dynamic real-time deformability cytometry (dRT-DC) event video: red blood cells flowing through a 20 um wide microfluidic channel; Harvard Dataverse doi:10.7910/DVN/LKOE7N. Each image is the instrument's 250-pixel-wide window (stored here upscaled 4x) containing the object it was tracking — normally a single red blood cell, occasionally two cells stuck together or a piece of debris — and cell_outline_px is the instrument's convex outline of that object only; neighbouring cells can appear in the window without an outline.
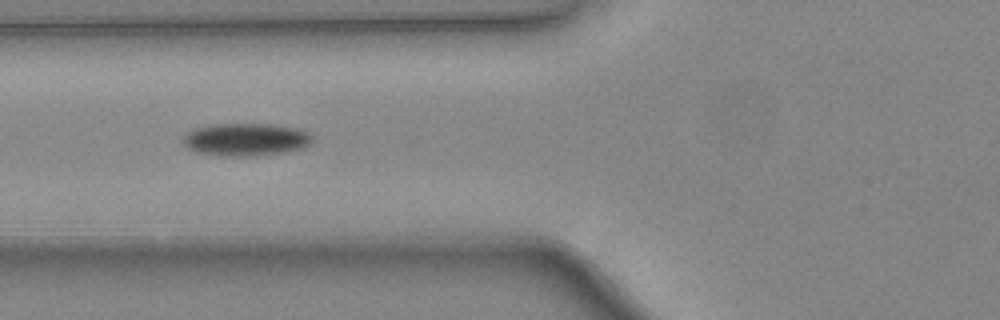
{"species": "common noctule bat (a hibernating species)", "species_latin": "Nyctalus noctula", "temperature_condition": "warm", "stored_images_in_passage": 7, "camera_frame_rate_fps": 3000, "um_per_image_px": 0.085, "animal": {"sex": "female", "body_mass_g": 24.6, "forearm_length_mm": 56.2}, "frame": {"image": 1, "passage_image": 4, "time_ms": 1.0, "image_size_px": [1000, 320], "cell_outline_px": [[312, 144], [304, 148], [284, 152], [248, 156], [224, 156], [196, 152], [188, 148], [184, 144], [184, 136], [188, 132], [196, 128], [208, 124], [272, 124], [300, 128], [308, 132], [312, 136]], "centroid_in_image_um": [20.93, 11.85], "position_along_channel_um": 104.9, "area_um2": 24.74}}